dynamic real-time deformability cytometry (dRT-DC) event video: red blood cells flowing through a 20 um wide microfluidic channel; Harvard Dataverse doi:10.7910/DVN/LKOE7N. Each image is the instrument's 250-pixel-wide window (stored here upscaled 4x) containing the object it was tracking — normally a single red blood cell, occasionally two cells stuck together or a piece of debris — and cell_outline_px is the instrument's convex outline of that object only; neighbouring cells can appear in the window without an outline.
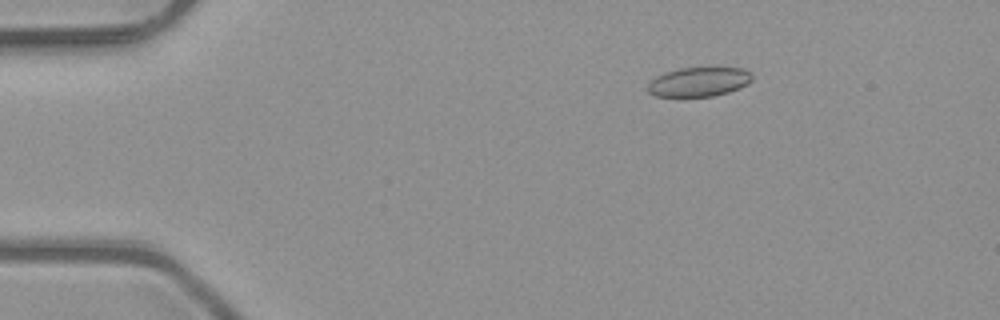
{"species": "common noctule bat (a hibernating species)", "species_latin": "Nyctalus noctula", "temperature_condition": "room temperature", "stored_images_in_passage": 4, "camera_frame_rate_fps": 3000, "um_per_image_px": 0.085, "animal": {"sex": "male", "body_mass_g": 23.1, "forearm_length_mm": 52.7}, "frame": {"image": 1, "passage_image": 2, "time_ms": 0.333, "image_size_px": [1000, 320], "cell_outline_px": [[752, 80], [748, 84], [740, 88], [728, 92], [712, 96], [656, 96], [648, 92], [648, 84], [656, 76], [664, 72], [680, 68], [744, 68], [752, 76]], "centroid_in_image_um": [59.4, 6.95], "position_along_channel_um": 25.6, "area_um2": 17.69}}
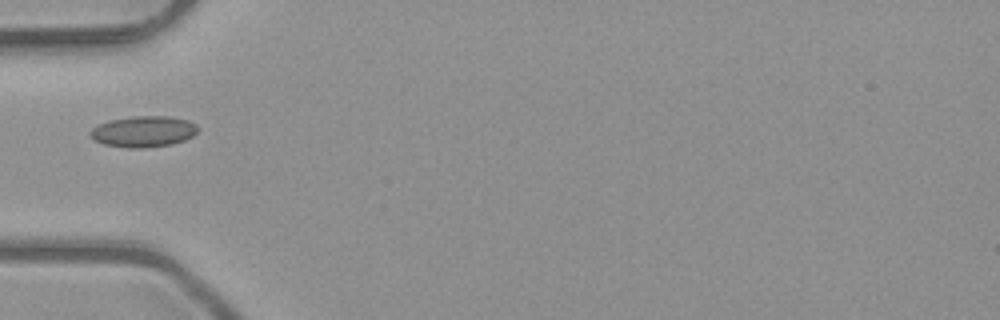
{"frame": {"image": 2, "passage_image": 4, "time_ms": 1.0, "image_size_px": [1000, 320], "cell_outline_px": [[200, 128], [192, 136], [184, 140], [172, 144], [144, 148], [132, 148], [104, 144], [96, 140], [88, 132], [92, 128], [108, 120], [132, 116], [168, 116], [188, 120], [196, 124]], "centroid_in_image_um": [12.22, 11.17], "position_along_channel_um": 72.8, "area_um2": 19.42}}